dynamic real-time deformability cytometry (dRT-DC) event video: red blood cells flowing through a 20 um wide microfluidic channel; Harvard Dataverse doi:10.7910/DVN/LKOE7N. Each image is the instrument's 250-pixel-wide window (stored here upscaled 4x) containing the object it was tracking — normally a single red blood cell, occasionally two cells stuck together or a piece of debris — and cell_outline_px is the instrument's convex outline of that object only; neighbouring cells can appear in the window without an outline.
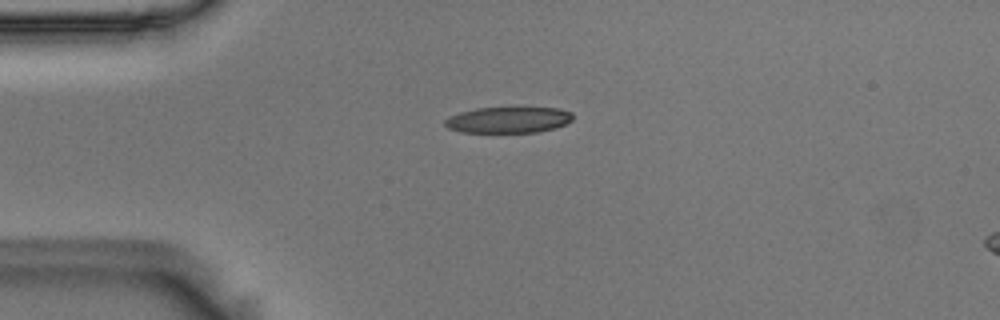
{"species": "Egyptian fruit bat (a non-hibernating species)", "species_latin": "Rousettus aegyptiacus", "temperature_condition": "room temperature", "stored_images_in_passage": 23, "camera_frame_rate_fps": 3000, "um_per_image_px": 0.085, "animal": {"sex": "male"}, "frame": {"image": 1, "passage_image": 1, "time_ms": 0.0, "image_size_px": [1000, 320], "cell_outline_px": [[572, 120], [556, 128], [536, 132], [460, 132], [448, 128], [444, 124], [444, 120], [448, 116], [460, 112], [476, 108], [556, 108], [572, 112]], "centroid_in_image_um": [43.17, 10.19], "position_along_channel_um": 41.8, "area_um2": 19.36}}
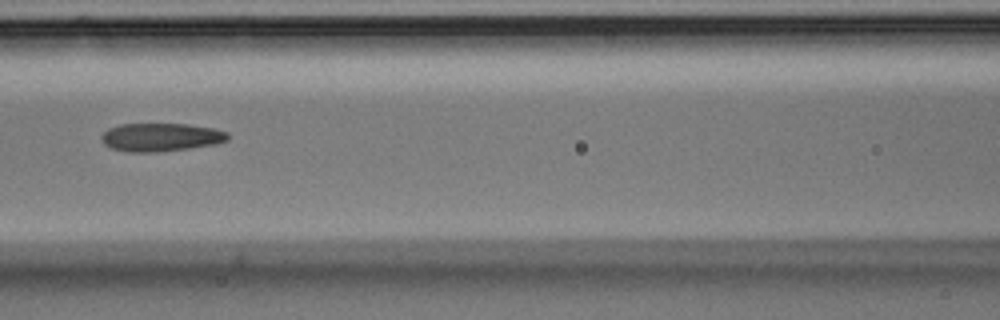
{"frame": {"image": 2, "passage_image": 12, "time_ms": 3.667, "image_size_px": [1000, 320], "cell_outline_px": [[228, 140], [216, 144], [188, 148], [156, 152], [128, 152], [112, 148], [104, 144], [100, 136], [108, 128], [120, 124], [188, 124], [212, 128], [228, 132]], "centroid_in_image_um": [13.66, 11.66], "position_along_channel_um": 152.9, "area_um2": 20.75}}
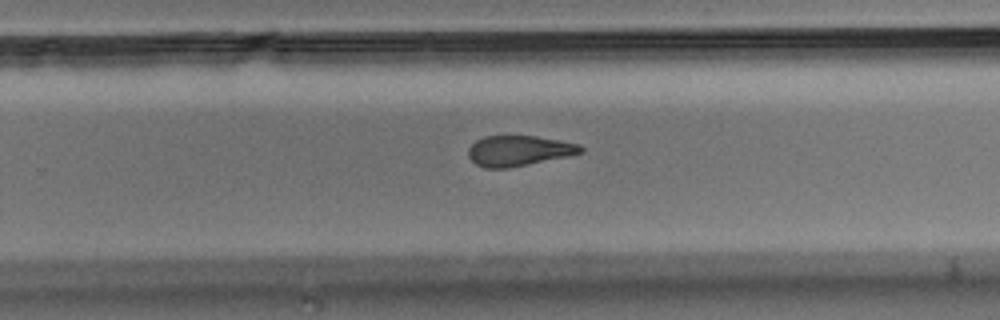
{"frame": {"image": 3, "passage_image": 23, "time_ms": 7.333, "image_size_px": [1000, 320], "cell_outline_px": [[584, 152], [568, 156], [508, 168], [484, 168], [476, 164], [468, 156], [468, 148], [476, 140], [484, 136], [536, 136], [580, 144], [584, 148]], "centroid_in_image_um": [44.1, 12.81], "position_along_channel_um": 285.7, "area_um2": 19.88}}